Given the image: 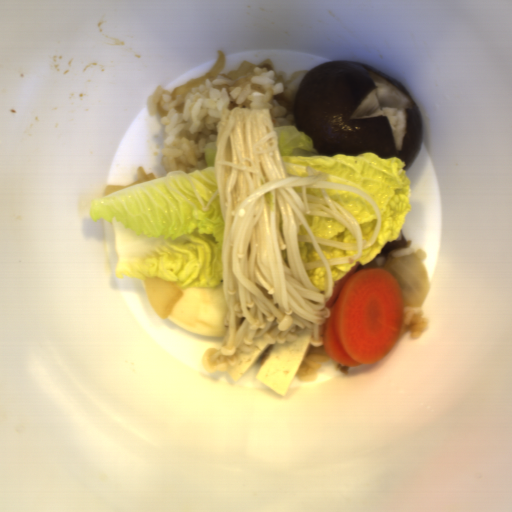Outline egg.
<instances>
[{
	"mask_svg": "<svg viewBox=\"0 0 512 512\" xmlns=\"http://www.w3.org/2000/svg\"><path fill=\"white\" fill-rule=\"evenodd\" d=\"M222 282L217 287L182 289L169 321L201 336L225 337V317L228 313Z\"/></svg>",
	"mask_w": 512,
	"mask_h": 512,
	"instance_id": "1",
	"label": "egg"
}]
</instances>
